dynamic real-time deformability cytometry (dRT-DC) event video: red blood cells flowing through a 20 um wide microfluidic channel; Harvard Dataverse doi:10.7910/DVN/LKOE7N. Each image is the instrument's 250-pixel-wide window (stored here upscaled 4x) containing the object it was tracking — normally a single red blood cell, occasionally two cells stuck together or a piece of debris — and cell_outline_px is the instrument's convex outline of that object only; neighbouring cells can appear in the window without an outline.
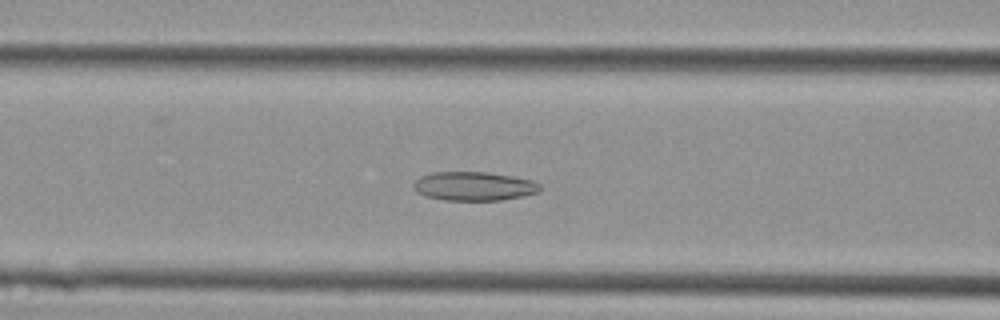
{"species": "Egyptian fruit bat (a non-hibernating species)", "species_latin": "Rousettus aegyptiacus", "temperature_condition": "cold", "stored_images_in_passage": 37, "camera_frame_rate_fps": 3000, "um_per_image_px": 0.085, "animal": {"sex": "female"}, "frame": {"image": 1, "passage_image": 11, "time_ms": 3.333, "image_size_px": [1000, 320], "cell_outline_px": [[540, 192], [524, 196], [500, 200], [444, 200], [424, 196], [416, 192], [412, 188], [412, 184], [420, 176], [432, 172], [488, 172], [512, 176], [532, 180], [540, 184]], "centroid_in_image_um": [40.26, 15.82], "position_along_channel_um": 126.3, "area_um2": 21.5}}
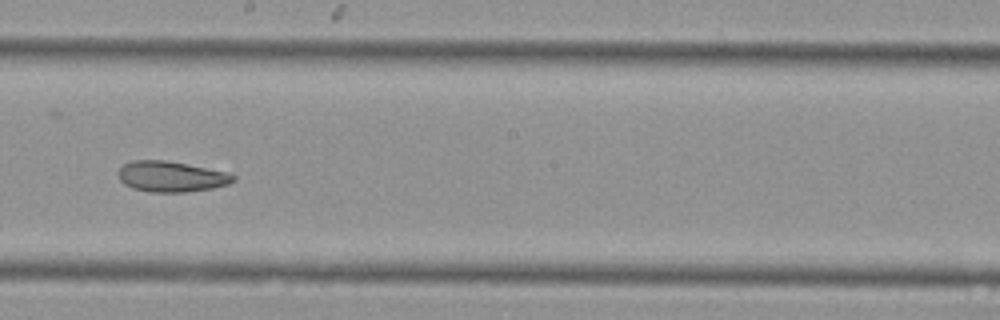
{"frame": {"image": 2, "passage_image": 18, "time_ms": 5.667, "image_size_px": [1000, 320], "cell_outline_px": [[236, 180], [228, 184], [212, 188], [184, 192], [148, 192], [132, 188], [124, 184], [120, 180], [116, 172], [124, 164], [132, 160], [168, 160], [224, 172], [236, 176]], "centroid_in_image_um": [14.5, 15.01], "position_along_channel_um": 233.7, "area_um2": 20.52}}
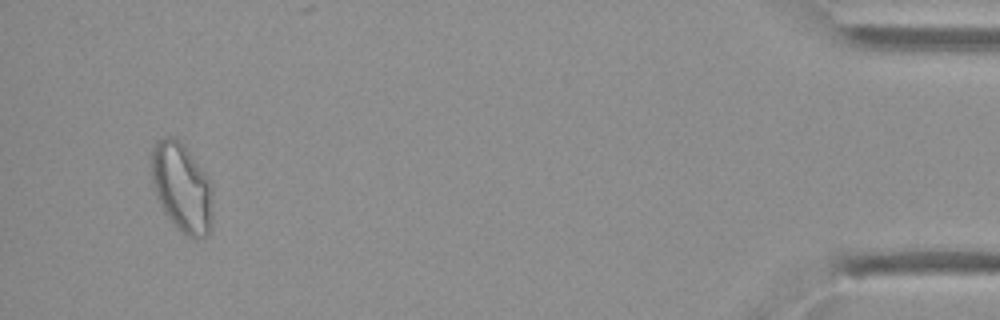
{"frame": {"image": 3, "passage_image": 35, "time_ms": 11.333, "image_size_px": [1000, 320], "cell_outline_px": [[212, 228], [200, 240], [192, 240], [180, 232], [176, 228], [164, 212], [160, 204], [152, 184], [152, 148], [156, 140], [164, 136], [176, 136], [180, 140], [208, 176], [212, 184]], "centroid_in_image_um": [15.47, 15.96], "position_along_channel_um": 419.7, "area_um2": 32.48}}